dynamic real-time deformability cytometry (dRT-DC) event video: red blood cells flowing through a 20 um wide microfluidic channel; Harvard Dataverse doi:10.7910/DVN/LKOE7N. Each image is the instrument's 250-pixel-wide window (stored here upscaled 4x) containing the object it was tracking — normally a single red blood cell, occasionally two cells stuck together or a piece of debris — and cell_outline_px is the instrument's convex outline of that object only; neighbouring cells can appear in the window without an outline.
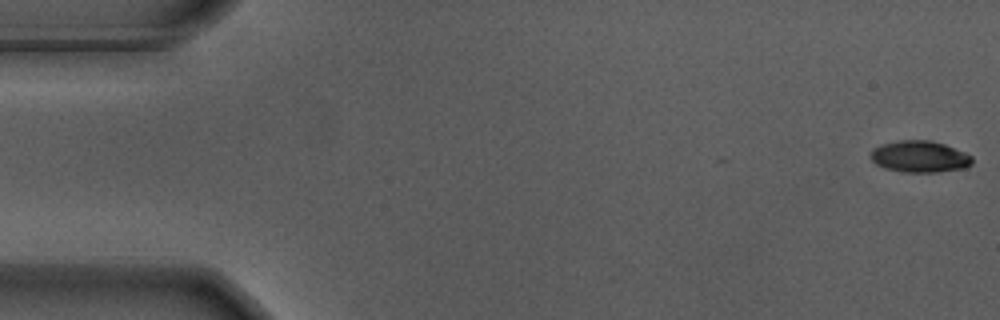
{"species": "Egyptian fruit bat (a non-hibernating species)", "species_latin": "Rousettus aegyptiacus", "temperature_condition": "warm", "stored_images_in_passage": 57, "segment_of_instrument_passage": [1, 2], "camera_frame_rate_fps": 3000, "um_per_image_px": 0.085, "animal": {"sex": "male"}, "frame": {"image": 1, "passage_image": 1, "time_ms": 0.0, "image_size_px": [1000, 320], "cell_outline_px": [[972, 164], [964, 168], [936, 172], [904, 172], [884, 168], [876, 164], [872, 160], [872, 148], [880, 144], [896, 140], [932, 140], [944, 144], [964, 152], [972, 156]], "centroid_in_image_um": [78.16, 13.3], "position_along_channel_um": 6.8, "area_um2": 18.73}}
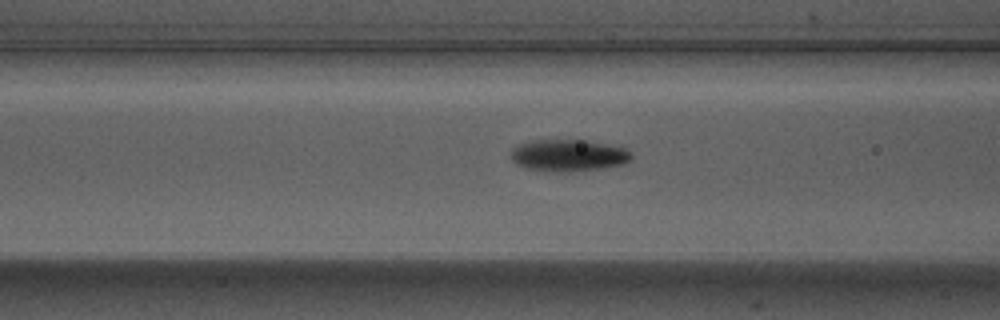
{"frame": {"image": 2, "passage_image": 22, "time_ms": 7.0, "image_size_px": [1000, 320], "cell_outline_px": [[632, 156], [628, 160], [620, 164], [600, 168], [568, 172], [556, 172], [524, 168], [516, 164], [508, 156], [512, 148], [528, 140], [584, 140], [624, 148], [632, 152]], "centroid_in_image_um": [48.22, 13.2], "position_along_channel_um": 118.4, "area_um2": 22.31}}
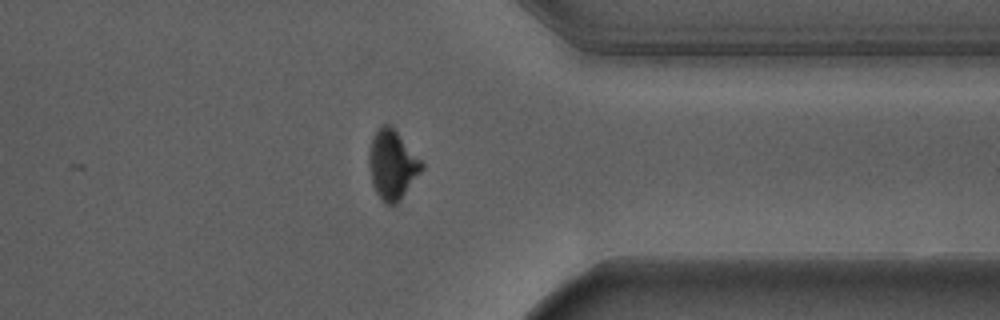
{"frame": {"image": 3, "passage_image": 44, "time_ms": 14.333, "image_size_px": [1000, 320], "cell_outline_px": [[424, 168], [396, 204], [384, 204], [380, 200], [372, 184], [372, 136], [384, 124], [392, 124], [424, 164]], "centroid_in_image_um": [33.4, 14.0], "position_along_channel_um": 378.0, "area_um2": 20.52}}